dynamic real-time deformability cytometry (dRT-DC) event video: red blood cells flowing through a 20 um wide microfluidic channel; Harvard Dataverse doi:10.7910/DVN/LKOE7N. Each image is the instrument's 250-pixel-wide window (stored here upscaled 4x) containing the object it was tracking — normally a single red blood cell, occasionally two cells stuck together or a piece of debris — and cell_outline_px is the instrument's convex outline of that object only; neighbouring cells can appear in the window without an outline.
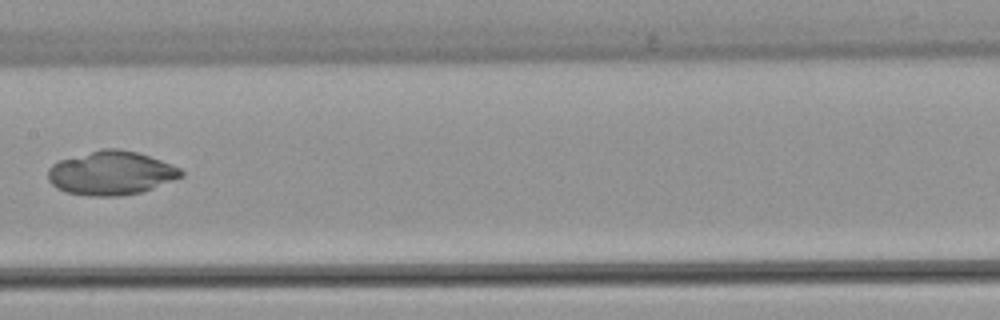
{"species": "common noctule bat (a hibernating species)", "species_latin": "Nyctalus noctula", "temperature_condition": "warm", "stored_images_in_passage": 7, "camera_frame_rate_fps": 3000, "um_per_image_px": 0.085, "animal": {"sex": "female", "body_mass_g": 22.7, "forearm_length_mm": 54.2}, "frame": {"image": 1, "passage_image": 7, "time_ms": 8.333, "image_size_px": [1000, 320], "cell_outline_px": [[184, 176], [152, 188], [140, 192], [120, 196], [88, 196], [68, 192], [56, 188], [48, 180], [48, 168], [52, 164], [60, 160], [100, 148], [116, 148], [136, 152], [172, 164], [180, 168], [184, 172]], "centroid_in_image_um": [9.43, 14.7], "position_along_channel_um": 198.0, "area_um2": 33.99}}